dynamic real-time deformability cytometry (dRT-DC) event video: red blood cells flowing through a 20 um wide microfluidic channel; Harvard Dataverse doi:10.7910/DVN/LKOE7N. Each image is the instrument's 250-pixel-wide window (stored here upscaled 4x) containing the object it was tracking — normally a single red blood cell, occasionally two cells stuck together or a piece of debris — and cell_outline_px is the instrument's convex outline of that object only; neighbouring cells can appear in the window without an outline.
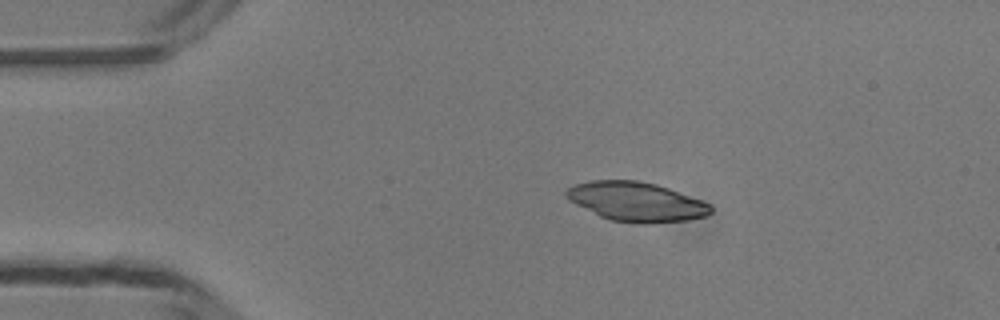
{"species": "common noctule bat (a hibernating species)", "species_latin": "Nyctalus noctula", "temperature_condition": "room temperature", "stored_images_in_passage": 40, "camera_frame_rate_fps": 3000, "um_per_image_px": 0.085, "animal": {"sex": "male", "body_mass_g": 13.3}, "frame": {"image": 1, "passage_image": 1, "time_ms": 0.0, "image_size_px": [1000, 320], "cell_outline_px": [[712, 212], [708, 216], [688, 220], [648, 224], [636, 224], [612, 220], [600, 216], [568, 200], [564, 196], [564, 192], [568, 188], [576, 184], [588, 180], [636, 180], [656, 184], [668, 188], [712, 204]], "centroid_in_image_um": [54.09, 17.15], "position_along_channel_um": 30.9, "area_um2": 33.29}}
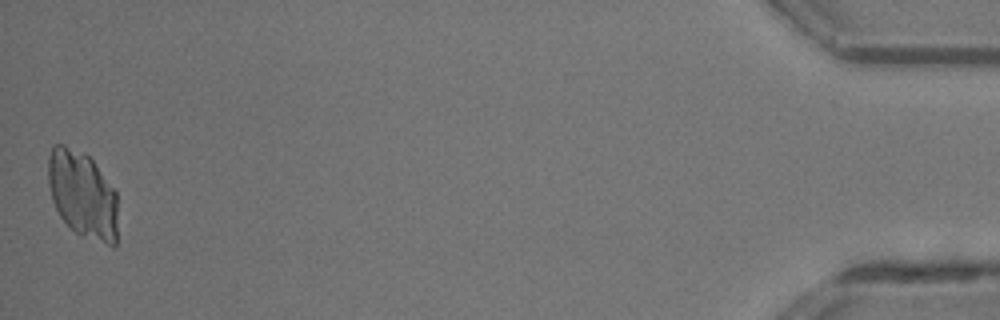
{"frame": {"image": 2, "passage_image": 40, "time_ms": 13.0, "image_size_px": [1000, 320], "cell_outline_px": [[116, 244], [112, 248], [76, 232], [60, 216], [52, 200], [48, 184], [48, 156], [52, 144], [64, 144], [88, 156], [92, 160], [116, 192]], "centroid_in_image_um": [7.0, 16.53], "position_along_channel_um": 428.2, "area_um2": 35.08}}